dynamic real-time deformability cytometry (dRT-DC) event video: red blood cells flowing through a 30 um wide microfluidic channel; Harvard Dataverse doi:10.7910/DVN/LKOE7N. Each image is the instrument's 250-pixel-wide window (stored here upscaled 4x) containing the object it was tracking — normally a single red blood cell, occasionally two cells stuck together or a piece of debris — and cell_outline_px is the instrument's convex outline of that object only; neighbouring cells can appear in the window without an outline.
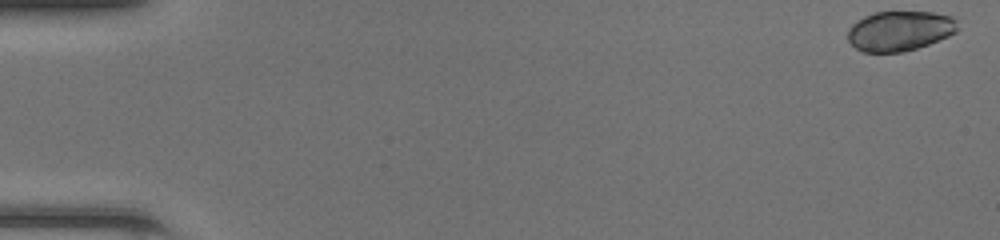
{"species": "common noctule bat (a hibernating species)", "species_latin": "Nyctalus noctula", "temperature_condition": "room temperature", "stored_images_in_passage": 48, "camera_frame_rate_fps": 3000, "um_per_image_px": 0.085, "animal": {"sex": "female", "body_mass_g": 20.0, "forearm_length_mm": 54.0}, "frame": {"image": 1, "passage_image": 1, "time_ms": 0.0, "image_size_px": [1000, 240], "cell_outline_px": [[960, 28], [956, 32], [948, 36], [928, 44], [904, 52], [864, 52], [856, 48], [848, 40], [848, 28], [856, 20], [864, 16], [876, 12], [932, 12], [952, 16], [956, 20]], "centroid_in_image_um": [76.48, 2.62], "position_along_channel_um": 8.5, "area_um2": 25.66}}
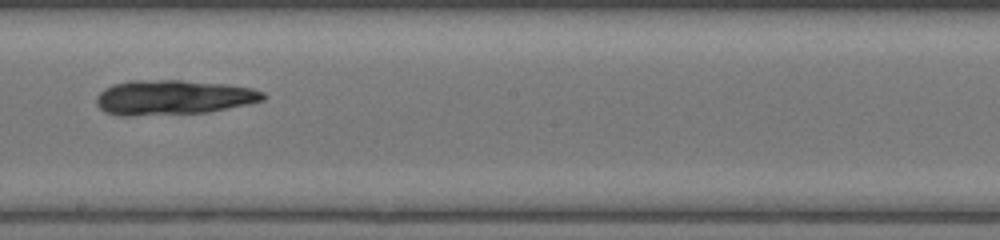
{"frame": {"image": 2, "passage_image": 28, "time_ms": 9.0, "image_size_px": [1000, 240], "cell_outline_px": [[268, 96], [264, 100], [248, 104], [208, 112], [132, 116], [116, 116], [104, 112], [96, 104], [96, 96], [104, 88], [112, 84], [132, 80], [180, 80], [228, 84], [252, 88], [264, 92]], "centroid_in_image_um": [14.7, 8.28], "position_along_channel_um": 233.5, "area_um2": 34.22}}
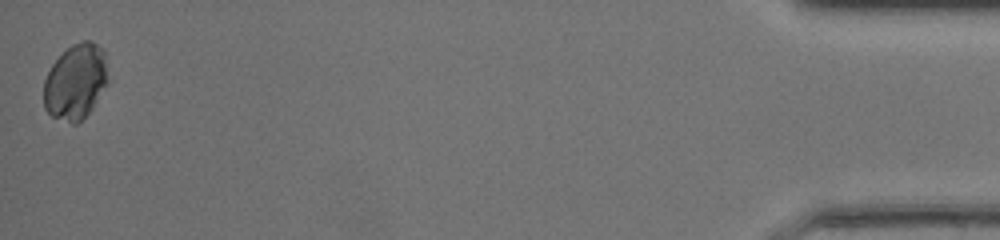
{"frame": {"image": 3, "passage_image": 48, "time_ms": 15.667, "image_size_px": [1000, 240], "cell_outline_px": [[108, 84], [92, 108], [76, 124], [72, 124], [52, 116], [44, 108], [44, 80], [52, 64], [72, 44], [84, 40], [92, 40], [104, 52], [108, 80]], "centroid_in_image_um": [6.43, 6.95], "position_along_channel_um": 428.8, "area_um2": 28.09}}